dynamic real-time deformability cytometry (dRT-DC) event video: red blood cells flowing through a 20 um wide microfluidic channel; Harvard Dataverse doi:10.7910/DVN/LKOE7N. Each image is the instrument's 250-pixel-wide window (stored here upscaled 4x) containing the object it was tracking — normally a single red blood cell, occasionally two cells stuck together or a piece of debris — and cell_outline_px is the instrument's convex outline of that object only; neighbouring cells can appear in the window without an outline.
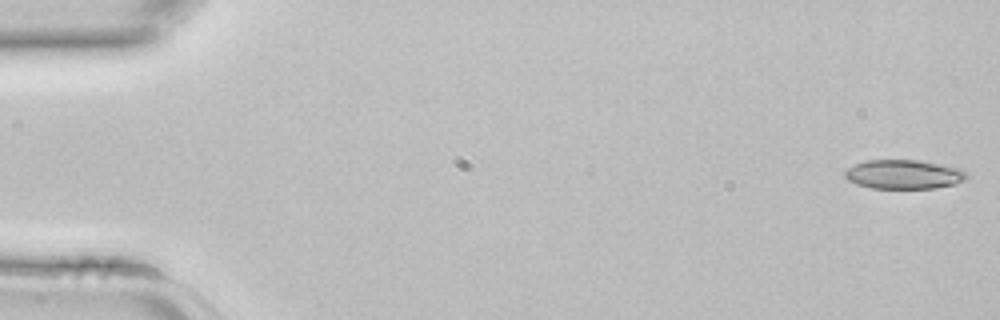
{"species": "common noctule bat (a hibernating species)", "species_latin": "Nyctalus noctula", "temperature_condition": "room temperature", "stored_images_in_passage": 3, "camera_frame_rate_fps": 3000, "um_per_image_px": 0.085, "animal": {"sex": "female", "body_mass_g": 22.7, "forearm_length_mm": 54.2}, "frame": {"image": 1, "passage_image": 1, "time_ms": 0.0, "image_size_px": [1000, 320], "cell_outline_px": [[968, 176], [964, 180], [956, 184], [936, 188], [872, 188], [856, 184], [848, 180], [844, 176], [844, 172], [848, 168], [856, 164], [868, 160], [916, 160], [960, 168], [968, 172]], "centroid_in_image_um": [76.84, 14.83], "position_along_channel_um": 8.2, "area_um2": 20.63}}
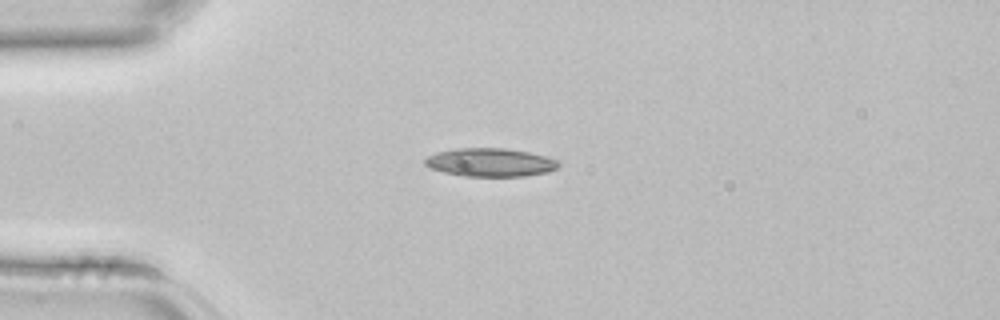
{"frame": {"image": 2, "passage_image": 3, "time_ms": 0.667, "image_size_px": [1000, 320], "cell_outline_px": [[560, 164], [556, 168], [548, 172], [524, 176], [464, 176], [444, 172], [432, 168], [424, 164], [424, 160], [428, 156], [436, 152], [456, 148], [504, 148], [528, 152], [548, 156], [560, 160]], "centroid_in_image_um": [41.71, 13.79], "position_along_channel_um": 43.3, "area_um2": 22.14}}